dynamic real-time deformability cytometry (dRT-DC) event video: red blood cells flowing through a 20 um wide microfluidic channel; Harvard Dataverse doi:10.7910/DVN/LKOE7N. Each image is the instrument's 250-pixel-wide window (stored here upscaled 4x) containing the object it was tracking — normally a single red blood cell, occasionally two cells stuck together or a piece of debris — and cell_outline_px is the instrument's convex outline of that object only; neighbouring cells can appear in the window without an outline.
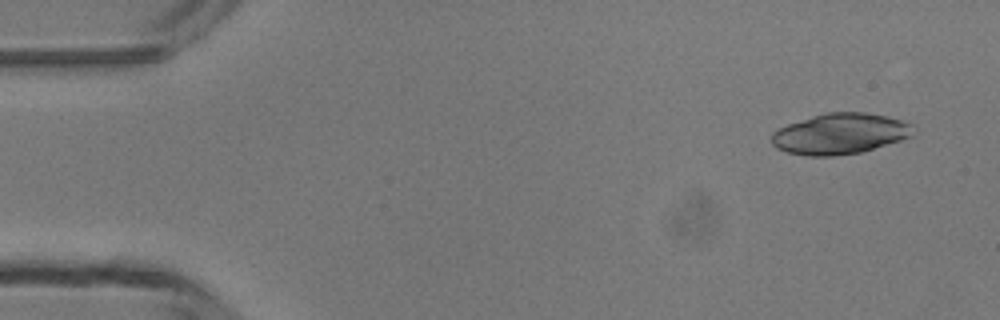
{"species": "common noctule bat (a hibernating species)", "species_latin": "Nyctalus noctula", "temperature_condition": "room temperature", "stored_images_in_passage": 4, "camera_frame_rate_fps": 3000, "um_per_image_px": 0.085, "animal": {"sex": "male", "body_mass_g": 13.3}, "frame": {"image": 1, "passage_image": 1, "time_ms": 0.0, "image_size_px": [1000, 320], "cell_outline_px": [[912, 136], [900, 140], [860, 152], [832, 156], [808, 156], [788, 152], [776, 148], [772, 144], [772, 132], [788, 124], [812, 116], [828, 112], [864, 112], [888, 116], [912, 124]], "centroid_in_image_um": [71.38, 11.36], "position_along_channel_um": 13.6, "area_um2": 33.35}}